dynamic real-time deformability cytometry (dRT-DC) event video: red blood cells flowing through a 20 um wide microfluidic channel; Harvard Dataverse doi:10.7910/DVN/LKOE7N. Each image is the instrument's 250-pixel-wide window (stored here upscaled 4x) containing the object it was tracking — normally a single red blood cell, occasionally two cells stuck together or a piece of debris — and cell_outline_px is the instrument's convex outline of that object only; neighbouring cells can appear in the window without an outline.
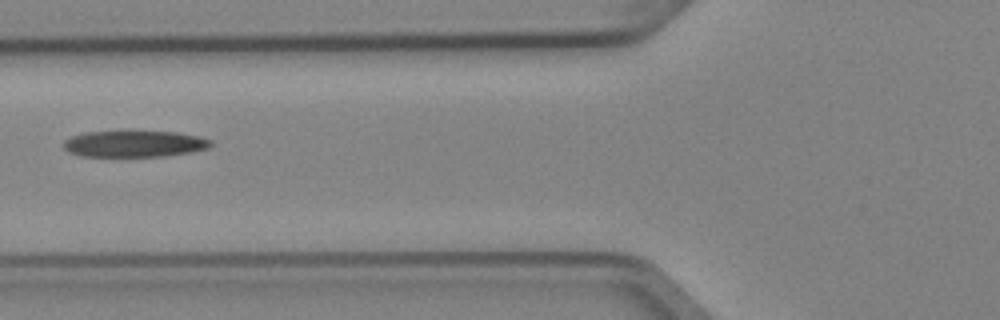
{"species": "Egyptian fruit bat (a non-hibernating species)", "species_latin": "Rousettus aegyptiacus", "temperature_condition": "cold", "stored_images_in_passage": 5, "camera_frame_rate_fps": 3000, "um_per_image_px": 0.085, "animal": {"sex": "female"}, "frame": {"image": 1, "passage_image": 4, "time_ms": 1.0, "image_size_px": [1000, 320], "cell_outline_px": [[212, 144], [208, 148], [192, 152], [160, 156], [84, 156], [68, 152], [64, 148], [64, 140], [72, 136], [84, 132], [120, 128], [176, 132], [200, 136], [212, 140]], "centroid_in_image_um": [11.4, 12.16], "position_along_channel_um": 114.4, "area_um2": 23.76}}
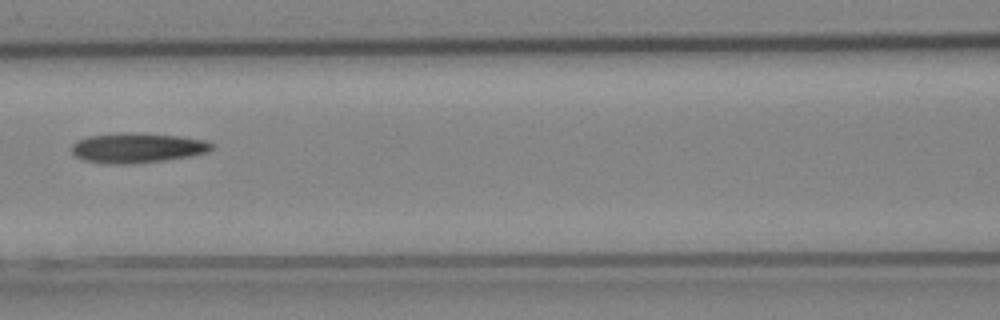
{"frame": {"image": 2, "passage_image": 5, "time_ms": 1.333, "image_size_px": [1000, 320], "cell_outline_px": [[212, 148], [208, 152], [188, 156], [164, 160], [132, 164], [108, 164], [84, 160], [76, 156], [72, 152], [72, 144], [76, 140], [88, 136], [116, 132], [140, 132], [180, 136], [204, 140], [212, 144]], "centroid_in_image_um": [11.62, 12.55], "position_along_channel_um": 155.0, "area_um2": 24.62}}